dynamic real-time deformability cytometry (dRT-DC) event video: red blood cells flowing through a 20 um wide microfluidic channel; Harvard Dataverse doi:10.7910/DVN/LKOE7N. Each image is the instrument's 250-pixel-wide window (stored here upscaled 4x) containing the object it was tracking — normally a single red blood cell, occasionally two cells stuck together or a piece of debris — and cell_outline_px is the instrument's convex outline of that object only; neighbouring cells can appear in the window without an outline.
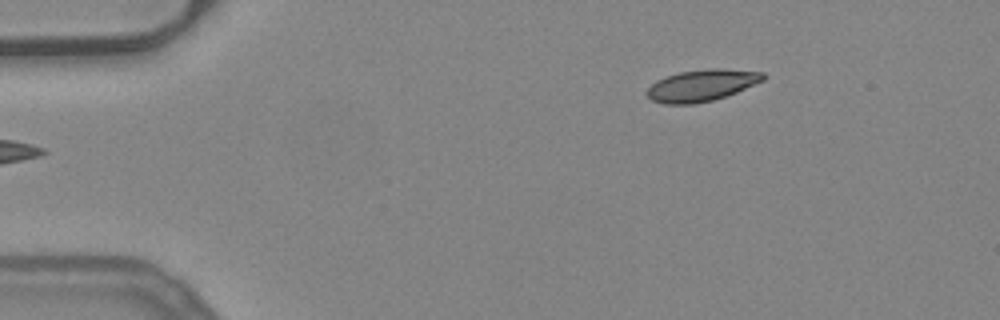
{"species": "common noctule bat (a hibernating species)", "species_latin": "Nyctalus noctula", "temperature_condition": "warm", "stored_images_in_passage": 8, "camera_frame_rate_fps": 3000, "um_per_image_px": 0.085, "animal": {"sex": "female", "body_mass_g": 24.6, "forearm_length_mm": 56.2}, "frame": {"image": 1, "passage_image": 1, "time_ms": 0.0, "image_size_px": [1000, 320], "cell_outline_px": [[764, 80], [736, 92], [712, 100], [692, 104], [664, 104], [652, 100], [644, 92], [656, 80], [680, 72], [704, 68], [724, 68], [764, 72]], "centroid_in_image_um": [59.63, 7.24], "position_along_channel_um": 25.4, "area_um2": 21.39}}